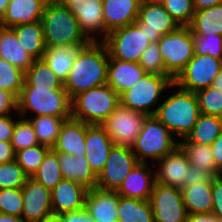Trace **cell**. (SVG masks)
<instances>
[{"label":"cell","instance_id":"obj_1","mask_svg":"<svg viewBox=\"0 0 222 222\" xmlns=\"http://www.w3.org/2000/svg\"><path fill=\"white\" fill-rule=\"evenodd\" d=\"M109 53L103 42H90L77 53L64 81V89L72 100L93 87L107 84Z\"/></svg>","mask_w":222,"mask_h":222},{"label":"cell","instance_id":"obj_2","mask_svg":"<svg viewBox=\"0 0 222 222\" xmlns=\"http://www.w3.org/2000/svg\"><path fill=\"white\" fill-rule=\"evenodd\" d=\"M175 88V92L159 104L155 117L178 139H183L192 131L201 112L195 93L177 85Z\"/></svg>","mask_w":222,"mask_h":222},{"label":"cell","instance_id":"obj_3","mask_svg":"<svg viewBox=\"0 0 222 222\" xmlns=\"http://www.w3.org/2000/svg\"><path fill=\"white\" fill-rule=\"evenodd\" d=\"M41 22L46 47L88 45L74 14L63 4H47Z\"/></svg>","mask_w":222,"mask_h":222},{"label":"cell","instance_id":"obj_4","mask_svg":"<svg viewBox=\"0 0 222 222\" xmlns=\"http://www.w3.org/2000/svg\"><path fill=\"white\" fill-rule=\"evenodd\" d=\"M120 105V95L108 84L93 87L71 100V118L101 125Z\"/></svg>","mask_w":222,"mask_h":222},{"label":"cell","instance_id":"obj_5","mask_svg":"<svg viewBox=\"0 0 222 222\" xmlns=\"http://www.w3.org/2000/svg\"><path fill=\"white\" fill-rule=\"evenodd\" d=\"M17 101V115L71 117V99L65 89L22 87Z\"/></svg>","mask_w":222,"mask_h":222},{"label":"cell","instance_id":"obj_6","mask_svg":"<svg viewBox=\"0 0 222 222\" xmlns=\"http://www.w3.org/2000/svg\"><path fill=\"white\" fill-rule=\"evenodd\" d=\"M155 115H150L144 121L142 130L133 144L132 151L139 163H148L147 159L158 160L179 146V140ZM176 139V140H175Z\"/></svg>","mask_w":222,"mask_h":222},{"label":"cell","instance_id":"obj_7","mask_svg":"<svg viewBox=\"0 0 222 222\" xmlns=\"http://www.w3.org/2000/svg\"><path fill=\"white\" fill-rule=\"evenodd\" d=\"M169 89H175L171 76L146 73L135 85L120 94V104L136 112L155 115L162 94Z\"/></svg>","mask_w":222,"mask_h":222},{"label":"cell","instance_id":"obj_8","mask_svg":"<svg viewBox=\"0 0 222 222\" xmlns=\"http://www.w3.org/2000/svg\"><path fill=\"white\" fill-rule=\"evenodd\" d=\"M166 72L175 79L194 56V39L189 26H179L157 42Z\"/></svg>","mask_w":222,"mask_h":222},{"label":"cell","instance_id":"obj_9","mask_svg":"<svg viewBox=\"0 0 222 222\" xmlns=\"http://www.w3.org/2000/svg\"><path fill=\"white\" fill-rule=\"evenodd\" d=\"M103 43L111 58L136 63H139L141 54L151 44L136 23L113 30Z\"/></svg>","mask_w":222,"mask_h":222},{"label":"cell","instance_id":"obj_10","mask_svg":"<svg viewBox=\"0 0 222 222\" xmlns=\"http://www.w3.org/2000/svg\"><path fill=\"white\" fill-rule=\"evenodd\" d=\"M148 116L120 104L101 125L115 146L131 148Z\"/></svg>","mask_w":222,"mask_h":222},{"label":"cell","instance_id":"obj_11","mask_svg":"<svg viewBox=\"0 0 222 222\" xmlns=\"http://www.w3.org/2000/svg\"><path fill=\"white\" fill-rule=\"evenodd\" d=\"M221 69L222 60L210 55L194 54L174 79V84L184 90L196 93L211 86Z\"/></svg>","mask_w":222,"mask_h":222},{"label":"cell","instance_id":"obj_12","mask_svg":"<svg viewBox=\"0 0 222 222\" xmlns=\"http://www.w3.org/2000/svg\"><path fill=\"white\" fill-rule=\"evenodd\" d=\"M62 4L74 14L90 42H103L106 39L109 33L105 29L102 0H64Z\"/></svg>","mask_w":222,"mask_h":222},{"label":"cell","instance_id":"obj_13","mask_svg":"<svg viewBox=\"0 0 222 222\" xmlns=\"http://www.w3.org/2000/svg\"><path fill=\"white\" fill-rule=\"evenodd\" d=\"M149 201L154 222H186L188 213L180 188L155 182Z\"/></svg>","mask_w":222,"mask_h":222},{"label":"cell","instance_id":"obj_14","mask_svg":"<svg viewBox=\"0 0 222 222\" xmlns=\"http://www.w3.org/2000/svg\"><path fill=\"white\" fill-rule=\"evenodd\" d=\"M145 32L151 43H156L165 34L175 31L179 25L158 0H145L140 4L135 22Z\"/></svg>","mask_w":222,"mask_h":222},{"label":"cell","instance_id":"obj_15","mask_svg":"<svg viewBox=\"0 0 222 222\" xmlns=\"http://www.w3.org/2000/svg\"><path fill=\"white\" fill-rule=\"evenodd\" d=\"M138 163L132 148L114 146L103 170L97 176L96 187L104 190H117Z\"/></svg>","mask_w":222,"mask_h":222},{"label":"cell","instance_id":"obj_16","mask_svg":"<svg viewBox=\"0 0 222 222\" xmlns=\"http://www.w3.org/2000/svg\"><path fill=\"white\" fill-rule=\"evenodd\" d=\"M23 208L21 217L25 222H39L52 213L51 191L29 177L21 187Z\"/></svg>","mask_w":222,"mask_h":222},{"label":"cell","instance_id":"obj_17","mask_svg":"<svg viewBox=\"0 0 222 222\" xmlns=\"http://www.w3.org/2000/svg\"><path fill=\"white\" fill-rule=\"evenodd\" d=\"M157 164V170H155L156 183L181 188L184 181H188L191 165L179 146L158 160Z\"/></svg>","mask_w":222,"mask_h":222},{"label":"cell","instance_id":"obj_18","mask_svg":"<svg viewBox=\"0 0 222 222\" xmlns=\"http://www.w3.org/2000/svg\"><path fill=\"white\" fill-rule=\"evenodd\" d=\"M114 146L102 125L87 124L85 158L96 176L103 170Z\"/></svg>","mask_w":222,"mask_h":222},{"label":"cell","instance_id":"obj_19","mask_svg":"<svg viewBox=\"0 0 222 222\" xmlns=\"http://www.w3.org/2000/svg\"><path fill=\"white\" fill-rule=\"evenodd\" d=\"M87 192L88 188L83 184L73 180L62 179L51 190L52 212L63 214L85 208Z\"/></svg>","mask_w":222,"mask_h":222},{"label":"cell","instance_id":"obj_20","mask_svg":"<svg viewBox=\"0 0 222 222\" xmlns=\"http://www.w3.org/2000/svg\"><path fill=\"white\" fill-rule=\"evenodd\" d=\"M149 163H138L116 190L119 196L149 200L155 184V171Z\"/></svg>","mask_w":222,"mask_h":222},{"label":"cell","instance_id":"obj_21","mask_svg":"<svg viewBox=\"0 0 222 222\" xmlns=\"http://www.w3.org/2000/svg\"><path fill=\"white\" fill-rule=\"evenodd\" d=\"M116 190L89 188L85 198V209L96 222H118Z\"/></svg>","mask_w":222,"mask_h":222},{"label":"cell","instance_id":"obj_22","mask_svg":"<svg viewBox=\"0 0 222 222\" xmlns=\"http://www.w3.org/2000/svg\"><path fill=\"white\" fill-rule=\"evenodd\" d=\"M87 124L73 118L64 121L58 138L51 148L55 153L71 154L74 157L85 155Z\"/></svg>","mask_w":222,"mask_h":222},{"label":"cell","instance_id":"obj_23","mask_svg":"<svg viewBox=\"0 0 222 222\" xmlns=\"http://www.w3.org/2000/svg\"><path fill=\"white\" fill-rule=\"evenodd\" d=\"M105 29L108 33L136 22L140 3L137 0H102Z\"/></svg>","mask_w":222,"mask_h":222},{"label":"cell","instance_id":"obj_24","mask_svg":"<svg viewBox=\"0 0 222 222\" xmlns=\"http://www.w3.org/2000/svg\"><path fill=\"white\" fill-rule=\"evenodd\" d=\"M45 6L43 0H10L0 26L11 28L40 21Z\"/></svg>","mask_w":222,"mask_h":222},{"label":"cell","instance_id":"obj_25","mask_svg":"<svg viewBox=\"0 0 222 222\" xmlns=\"http://www.w3.org/2000/svg\"><path fill=\"white\" fill-rule=\"evenodd\" d=\"M145 74L139 63L121 61L109 56L107 84L119 95L135 85Z\"/></svg>","mask_w":222,"mask_h":222},{"label":"cell","instance_id":"obj_26","mask_svg":"<svg viewBox=\"0 0 222 222\" xmlns=\"http://www.w3.org/2000/svg\"><path fill=\"white\" fill-rule=\"evenodd\" d=\"M56 154L63 179L79 182L88 189L96 187L97 176L91 170L85 155L74 157L71 154Z\"/></svg>","mask_w":222,"mask_h":222},{"label":"cell","instance_id":"obj_27","mask_svg":"<svg viewBox=\"0 0 222 222\" xmlns=\"http://www.w3.org/2000/svg\"><path fill=\"white\" fill-rule=\"evenodd\" d=\"M0 57L26 72L35 59L25 52L11 28L0 26Z\"/></svg>","mask_w":222,"mask_h":222},{"label":"cell","instance_id":"obj_28","mask_svg":"<svg viewBox=\"0 0 222 222\" xmlns=\"http://www.w3.org/2000/svg\"><path fill=\"white\" fill-rule=\"evenodd\" d=\"M84 46L86 45H64L59 47H46L42 59L64 83L75 62L77 53Z\"/></svg>","mask_w":222,"mask_h":222},{"label":"cell","instance_id":"obj_29","mask_svg":"<svg viewBox=\"0 0 222 222\" xmlns=\"http://www.w3.org/2000/svg\"><path fill=\"white\" fill-rule=\"evenodd\" d=\"M180 190L188 214L212 212V179L189 187L180 188Z\"/></svg>","mask_w":222,"mask_h":222},{"label":"cell","instance_id":"obj_30","mask_svg":"<svg viewBox=\"0 0 222 222\" xmlns=\"http://www.w3.org/2000/svg\"><path fill=\"white\" fill-rule=\"evenodd\" d=\"M11 29L26 53L35 60L43 58L46 46L41 20L30 24L16 25Z\"/></svg>","mask_w":222,"mask_h":222},{"label":"cell","instance_id":"obj_31","mask_svg":"<svg viewBox=\"0 0 222 222\" xmlns=\"http://www.w3.org/2000/svg\"><path fill=\"white\" fill-rule=\"evenodd\" d=\"M179 147L186 154L191 166L205 171L211 178L219 177L222 173L217 169L210 145H202L179 139Z\"/></svg>","mask_w":222,"mask_h":222},{"label":"cell","instance_id":"obj_32","mask_svg":"<svg viewBox=\"0 0 222 222\" xmlns=\"http://www.w3.org/2000/svg\"><path fill=\"white\" fill-rule=\"evenodd\" d=\"M189 28L192 35L215 34L222 36V3L195 11Z\"/></svg>","mask_w":222,"mask_h":222},{"label":"cell","instance_id":"obj_33","mask_svg":"<svg viewBox=\"0 0 222 222\" xmlns=\"http://www.w3.org/2000/svg\"><path fill=\"white\" fill-rule=\"evenodd\" d=\"M117 216L118 222H154L149 200L119 196Z\"/></svg>","mask_w":222,"mask_h":222},{"label":"cell","instance_id":"obj_34","mask_svg":"<svg viewBox=\"0 0 222 222\" xmlns=\"http://www.w3.org/2000/svg\"><path fill=\"white\" fill-rule=\"evenodd\" d=\"M23 87L64 89V83L43 59H38L25 72Z\"/></svg>","mask_w":222,"mask_h":222},{"label":"cell","instance_id":"obj_35","mask_svg":"<svg viewBox=\"0 0 222 222\" xmlns=\"http://www.w3.org/2000/svg\"><path fill=\"white\" fill-rule=\"evenodd\" d=\"M221 132V117L201 113L192 131L184 139L187 142L211 146Z\"/></svg>","mask_w":222,"mask_h":222},{"label":"cell","instance_id":"obj_36","mask_svg":"<svg viewBox=\"0 0 222 222\" xmlns=\"http://www.w3.org/2000/svg\"><path fill=\"white\" fill-rule=\"evenodd\" d=\"M28 119L34 128L39 144L52 148L57 141L60 128L71 117L36 116Z\"/></svg>","mask_w":222,"mask_h":222},{"label":"cell","instance_id":"obj_37","mask_svg":"<svg viewBox=\"0 0 222 222\" xmlns=\"http://www.w3.org/2000/svg\"><path fill=\"white\" fill-rule=\"evenodd\" d=\"M31 178L43 184L50 191L63 179L58 155L52 149L46 154L43 162Z\"/></svg>","mask_w":222,"mask_h":222},{"label":"cell","instance_id":"obj_38","mask_svg":"<svg viewBox=\"0 0 222 222\" xmlns=\"http://www.w3.org/2000/svg\"><path fill=\"white\" fill-rule=\"evenodd\" d=\"M25 72L0 57V89L11 93L16 99L24 84Z\"/></svg>","mask_w":222,"mask_h":222},{"label":"cell","instance_id":"obj_39","mask_svg":"<svg viewBox=\"0 0 222 222\" xmlns=\"http://www.w3.org/2000/svg\"><path fill=\"white\" fill-rule=\"evenodd\" d=\"M50 150V147L42 144L21 149L15 152V161L29 177H32Z\"/></svg>","mask_w":222,"mask_h":222},{"label":"cell","instance_id":"obj_40","mask_svg":"<svg viewBox=\"0 0 222 222\" xmlns=\"http://www.w3.org/2000/svg\"><path fill=\"white\" fill-rule=\"evenodd\" d=\"M11 145L14 152L39 145L32 123L28 119L18 117L15 122Z\"/></svg>","mask_w":222,"mask_h":222},{"label":"cell","instance_id":"obj_41","mask_svg":"<svg viewBox=\"0 0 222 222\" xmlns=\"http://www.w3.org/2000/svg\"><path fill=\"white\" fill-rule=\"evenodd\" d=\"M200 112L222 118V91L212 85L195 93Z\"/></svg>","mask_w":222,"mask_h":222},{"label":"cell","instance_id":"obj_42","mask_svg":"<svg viewBox=\"0 0 222 222\" xmlns=\"http://www.w3.org/2000/svg\"><path fill=\"white\" fill-rule=\"evenodd\" d=\"M29 176L15 161L0 164V190L7 188H21Z\"/></svg>","mask_w":222,"mask_h":222},{"label":"cell","instance_id":"obj_43","mask_svg":"<svg viewBox=\"0 0 222 222\" xmlns=\"http://www.w3.org/2000/svg\"><path fill=\"white\" fill-rule=\"evenodd\" d=\"M165 10L179 26H189L195 13L193 0H162Z\"/></svg>","mask_w":222,"mask_h":222},{"label":"cell","instance_id":"obj_44","mask_svg":"<svg viewBox=\"0 0 222 222\" xmlns=\"http://www.w3.org/2000/svg\"><path fill=\"white\" fill-rule=\"evenodd\" d=\"M139 65L148 74L170 76L165 69L164 61L159 51L157 42L151 43L141 54Z\"/></svg>","mask_w":222,"mask_h":222},{"label":"cell","instance_id":"obj_45","mask_svg":"<svg viewBox=\"0 0 222 222\" xmlns=\"http://www.w3.org/2000/svg\"><path fill=\"white\" fill-rule=\"evenodd\" d=\"M194 50L197 55H210L222 60V36L215 34L193 35Z\"/></svg>","mask_w":222,"mask_h":222},{"label":"cell","instance_id":"obj_46","mask_svg":"<svg viewBox=\"0 0 222 222\" xmlns=\"http://www.w3.org/2000/svg\"><path fill=\"white\" fill-rule=\"evenodd\" d=\"M23 199L21 188L0 190V213L21 217Z\"/></svg>","mask_w":222,"mask_h":222},{"label":"cell","instance_id":"obj_47","mask_svg":"<svg viewBox=\"0 0 222 222\" xmlns=\"http://www.w3.org/2000/svg\"><path fill=\"white\" fill-rule=\"evenodd\" d=\"M212 197V213L222 221V175L212 179Z\"/></svg>","mask_w":222,"mask_h":222},{"label":"cell","instance_id":"obj_48","mask_svg":"<svg viewBox=\"0 0 222 222\" xmlns=\"http://www.w3.org/2000/svg\"><path fill=\"white\" fill-rule=\"evenodd\" d=\"M11 115H0V141L11 142L15 122L18 120Z\"/></svg>","mask_w":222,"mask_h":222},{"label":"cell","instance_id":"obj_49","mask_svg":"<svg viewBox=\"0 0 222 222\" xmlns=\"http://www.w3.org/2000/svg\"><path fill=\"white\" fill-rule=\"evenodd\" d=\"M17 113L16 98L9 92L0 89V115Z\"/></svg>","mask_w":222,"mask_h":222},{"label":"cell","instance_id":"obj_50","mask_svg":"<svg viewBox=\"0 0 222 222\" xmlns=\"http://www.w3.org/2000/svg\"><path fill=\"white\" fill-rule=\"evenodd\" d=\"M208 179L213 178H211L205 171L200 170L197 167L191 166L189 168L188 181H184V185L181 188L189 187L197 183H203L206 182Z\"/></svg>","mask_w":222,"mask_h":222},{"label":"cell","instance_id":"obj_51","mask_svg":"<svg viewBox=\"0 0 222 222\" xmlns=\"http://www.w3.org/2000/svg\"><path fill=\"white\" fill-rule=\"evenodd\" d=\"M65 222H96L85 208L81 210L66 212L62 214Z\"/></svg>","mask_w":222,"mask_h":222},{"label":"cell","instance_id":"obj_52","mask_svg":"<svg viewBox=\"0 0 222 222\" xmlns=\"http://www.w3.org/2000/svg\"><path fill=\"white\" fill-rule=\"evenodd\" d=\"M15 160V152L11 142L0 141V164Z\"/></svg>","mask_w":222,"mask_h":222},{"label":"cell","instance_id":"obj_53","mask_svg":"<svg viewBox=\"0 0 222 222\" xmlns=\"http://www.w3.org/2000/svg\"><path fill=\"white\" fill-rule=\"evenodd\" d=\"M217 169L222 173V132L211 145Z\"/></svg>","mask_w":222,"mask_h":222},{"label":"cell","instance_id":"obj_54","mask_svg":"<svg viewBox=\"0 0 222 222\" xmlns=\"http://www.w3.org/2000/svg\"><path fill=\"white\" fill-rule=\"evenodd\" d=\"M186 222H221V220L211 212L188 214Z\"/></svg>","mask_w":222,"mask_h":222},{"label":"cell","instance_id":"obj_55","mask_svg":"<svg viewBox=\"0 0 222 222\" xmlns=\"http://www.w3.org/2000/svg\"><path fill=\"white\" fill-rule=\"evenodd\" d=\"M221 3L222 0H193L195 11L210 8Z\"/></svg>","mask_w":222,"mask_h":222},{"label":"cell","instance_id":"obj_56","mask_svg":"<svg viewBox=\"0 0 222 222\" xmlns=\"http://www.w3.org/2000/svg\"><path fill=\"white\" fill-rule=\"evenodd\" d=\"M39 222H65L64 217L62 214L57 213H50L46 215L42 220Z\"/></svg>","mask_w":222,"mask_h":222},{"label":"cell","instance_id":"obj_57","mask_svg":"<svg viewBox=\"0 0 222 222\" xmlns=\"http://www.w3.org/2000/svg\"><path fill=\"white\" fill-rule=\"evenodd\" d=\"M0 222H25L22 217L0 213Z\"/></svg>","mask_w":222,"mask_h":222},{"label":"cell","instance_id":"obj_58","mask_svg":"<svg viewBox=\"0 0 222 222\" xmlns=\"http://www.w3.org/2000/svg\"><path fill=\"white\" fill-rule=\"evenodd\" d=\"M213 87L219 88L222 91V69L216 76L215 80L212 83Z\"/></svg>","mask_w":222,"mask_h":222},{"label":"cell","instance_id":"obj_59","mask_svg":"<svg viewBox=\"0 0 222 222\" xmlns=\"http://www.w3.org/2000/svg\"><path fill=\"white\" fill-rule=\"evenodd\" d=\"M9 2L10 0H0V19L5 14Z\"/></svg>","mask_w":222,"mask_h":222},{"label":"cell","instance_id":"obj_60","mask_svg":"<svg viewBox=\"0 0 222 222\" xmlns=\"http://www.w3.org/2000/svg\"><path fill=\"white\" fill-rule=\"evenodd\" d=\"M43 2L47 4H62L64 0H43Z\"/></svg>","mask_w":222,"mask_h":222},{"label":"cell","instance_id":"obj_61","mask_svg":"<svg viewBox=\"0 0 222 222\" xmlns=\"http://www.w3.org/2000/svg\"><path fill=\"white\" fill-rule=\"evenodd\" d=\"M140 4L142 3V2H144L145 0H137Z\"/></svg>","mask_w":222,"mask_h":222}]
</instances>
